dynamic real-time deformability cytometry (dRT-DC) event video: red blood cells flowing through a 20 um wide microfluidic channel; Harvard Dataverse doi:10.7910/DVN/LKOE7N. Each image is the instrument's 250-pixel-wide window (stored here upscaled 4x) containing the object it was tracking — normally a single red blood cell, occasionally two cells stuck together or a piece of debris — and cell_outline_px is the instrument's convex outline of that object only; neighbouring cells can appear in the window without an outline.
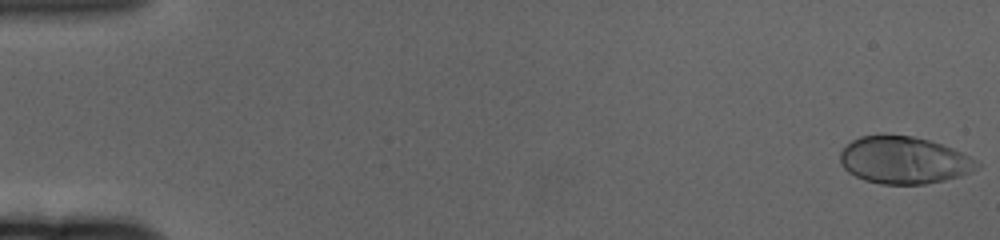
{"species": "human", "species_latin": "Homo sapiens", "temperature_condition": "cold", "stored_images_in_passage": 62, "camera_frame_rate_fps": 3000, "um_per_image_px": 0.085, "donor": {"sex": "female"}, "frame": {"image": 1, "passage_image": 1, "time_ms": 0.0, "image_size_px": [1000, 240], "cell_outline_px": [[980, 168], [960, 176], [944, 180], [924, 184], [880, 184], [864, 180], [848, 172], [840, 164], [840, 152], [852, 140], [860, 136], [884, 132], [912, 136], [928, 140], [964, 152], [976, 160], [980, 164]], "centroid_in_image_um": [76.82, 13.59], "position_along_channel_um": 8.2, "area_um2": 38.21}}
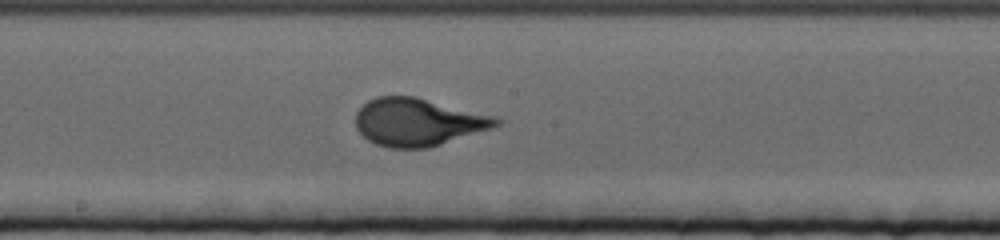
{"frame": {"image": 2, "passage_image": 34, "time_ms": 11.0, "image_size_px": [1000, 240], "cell_outline_px": [[504, 120], [500, 124], [492, 128], [428, 148], [388, 148], [376, 144], [368, 140], [356, 128], [356, 112], [368, 100], [376, 96], [412, 96], [496, 116]], "centroid_in_image_um": [35.53, 10.38], "position_along_channel_um": 212.7, "area_um2": 38.9}}
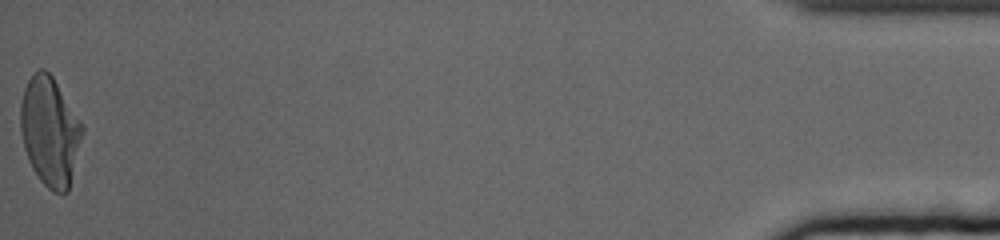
{"frame": {"image": 3, "passage_image": 62, "time_ms": 20.333, "image_size_px": [1000, 240], "cell_outline_px": [[84, 132], [68, 192], [52, 192], [40, 180], [32, 168], [28, 160], [24, 148], [20, 132], [20, 104], [24, 88], [28, 80], [40, 68], [44, 68], [52, 76], [80, 120], [84, 128]], "centroid_in_image_um": [4.23, 11.18], "position_along_channel_um": 431.0, "area_um2": 39.19}}